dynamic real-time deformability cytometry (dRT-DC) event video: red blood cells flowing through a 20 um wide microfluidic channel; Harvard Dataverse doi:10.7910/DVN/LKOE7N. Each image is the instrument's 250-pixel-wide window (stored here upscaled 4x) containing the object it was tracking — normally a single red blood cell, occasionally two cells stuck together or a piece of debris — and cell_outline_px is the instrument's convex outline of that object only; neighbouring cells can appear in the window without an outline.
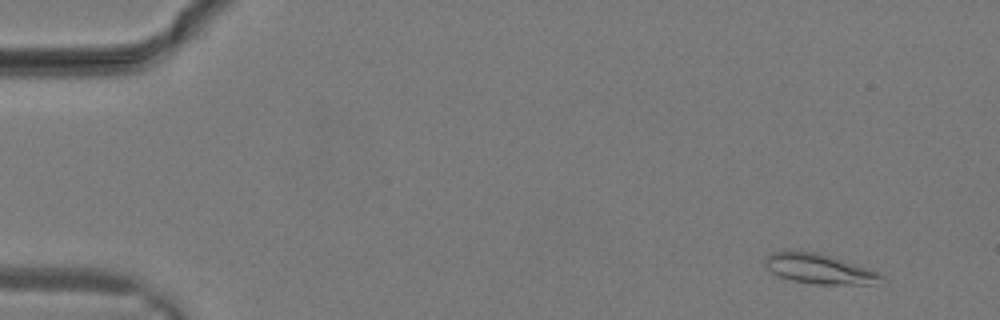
{"species": "common noctule bat (a hibernating species)", "species_latin": "Nyctalus noctula", "temperature_condition": "warm", "stored_images_in_passage": 12, "camera_frame_rate_fps": 3000, "um_per_image_px": 0.085, "animal": {"sex": "male", "body_mass_g": 19.2, "forearm_length_mm": 51.8}, "frame": {"image": 1, "passage_image": 3, "time_ms": 0.667, "image_size_px": [1000, 320], "cell_outline_px": [[884, 280], [872, 284], [816, 284], [792, 280], [780, 276], [772, 272], [764, 264], [764, 260], [772, 252], [816, 252], [832, 256], [876, 272], [884, 276]], "centroid_in_image_um": [69.64, 22.86], "position_along_channel_um": 15.4, "area_um2": 19.65}}
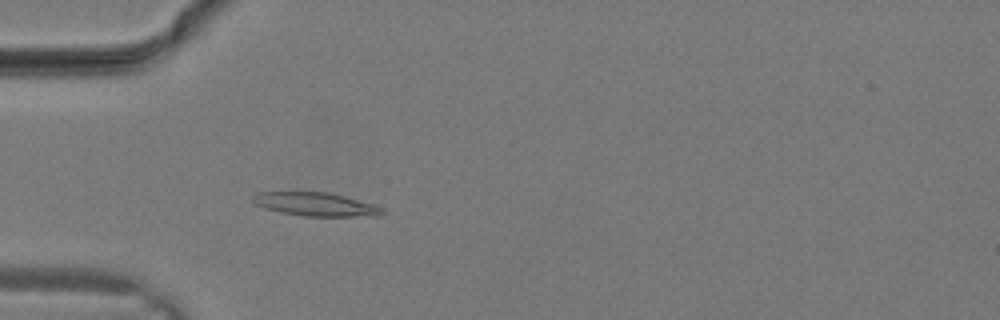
{"frame": {"image": 2, "passage_image": 10, "time_ms": 3.0, "image_size_px": [1000, 320], "cell_outline_px": [[388, 212], [380, 216], [304, 216], [280, 212], [264, 208], [256, 204], [252, 200], [252, 196], [256, 192], [328, 192], [344, 196], [372, 204]], "centroid_in_image_um": [26.82, 17.37], "position_along_channel_um": 58.2, "area_um2": 17.69}}
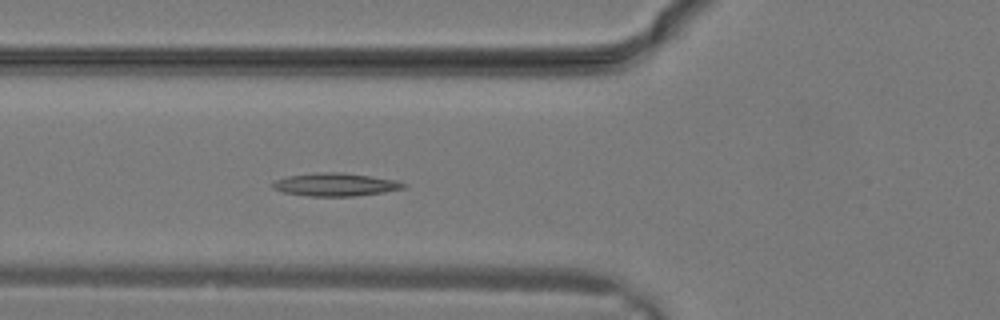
{"frame": {"image": 3, "passage_image": 12, "time_ms": 3.667, "image_size_px": [1000, 320], "cell_outline_px": [[408, 184], [404, 188], [384, 192], [352, 196], [308, 196], [284, 192], [272, 188], [272, 184], [276, 180], [288, 176], [320, 172], [344, 172], [396, 180]], "centroid_in_image_um": [28.53, 15.68], "position_along_channel_um": 97.3, "area_um2": 17.46}}